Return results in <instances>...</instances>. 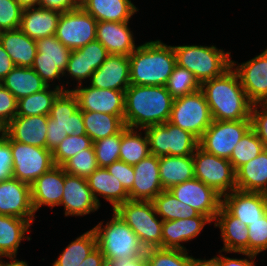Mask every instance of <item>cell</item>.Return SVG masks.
Returning a JSON list of instances; mask_svg holds the SVG:
<instances>
[{"label": "cell", "mask_w": 267, "mask_h": 266, "mask_svg": "<svg viewBox=\"0 0 267 266\" xmlns=\"http://www.w3.org/2000/svg\"><path fill=\"white\" fill-rule=\"evenodd\" d=\"M174 98L165 86L130 85L124 92V124L145 129L170 119Z\"/></svg>", "instance_id": "obj_1"}, {"label": "cell", "mask_w": 267, "mask_h": 266, "mask_svg": "<svg viewBox=\"0 0 267 266\" xmlns=\"http://www.w3.org/2000/svg\"><path fill=\"white\" fill-rule=\"evenodd\" d=\"M200 89L209 105L212 120L251 119L252 103L232 67L222 76L203 82Z\"/></svg>", "instance_id": "obj_2"}, {"label": "cell", "mask_w": 267, "mask_h": 266, "mask_svg": "<svg viewBox=\"0 0 267 266\" xmlns=\"http://www.w3.org/2000/svg\"><path fill=\"white\" fill-rule=\"evenodd\" d=\"M129 60L130 85L165 86L177 64L173 46L161 40L139 45Z\"/></svg>", "instance_id": "obj_3"}, {"label": "cell", "mask_w": 267, "mask_h": 266, "mask_svg": "<svg viewBox=\"0 0 267 266\" xmlns=\"http://www.w3.org/2000/svg\"><path fill=\"white\" fill-rule=\"evenodd\" d=\"M111 220L103 226L99 222L93 231L97 239V246L105 257L106 263L110 260L136 258L146 253L134 231L113 211Z\"/></svg>", "instance_id": "obj_4"}, {"label": "cell", "mask_w": 267, "mask_h": 266, "mask_svg": "<svg viewBox=\"0 0 267 266\" xmlns=\"http://www.w3.org/2000/svg\"><path fill=\"white\" fill-rule=\"evenodd\" d=\"M176 63L190 71L201 85L203 82L222 76L231 68V52L213 46H173Z\"/></svg>", "instance_id": "obj_5"}, {"label": "cell", "mask_w": 267, "mask_h": 266, "mask_svg": "<svg viewBox=\"0 0 267 266\" xmlns=\"http://www.w3.org/2000/svg\"><path fill=\"white\" fill-rule=\"evenodd\" d=\"M113 211L134 231L145 249L162 248L163 220L152 201L129 199Z\"/></svg>", "instance_id": "obj_6"}, {"label": "cell", "mask_w": 267, "mask_h": 266, "mask_svg": "<svg viewBox=\"0 0 267 266\" xmlns=\"http://www.w3.org/2000/svg\"><path fill=\"white\" fill-rule=\"evenodd\" d=\"M147 135L152 155L192 156L199 146V139L169 121L143 129Z\"/></svg>", "instance_id": "obj_7"}, {"label": "cell", "mask_w": 267, "mask_h": 266, "mask_svg": "<svg viewBox=\"0 0 267 266\" xmlns=\"http://www.w3.org/2000/svg\"><path fill=\"white\" fill-rule=\"evenodd\" d=\"M169 122L200 139L212 122L209 105L202 90L175 98Z\"/></svg>", "instance_id": "obj_8"}, {"label": "cell", "mask_w": 267, "mask_h": 266, "mask_svg": "<svg viewBox=\"0 0 267 266\" xmlns=\"http://www.w3.org/2000/svg\"><path fill=\"white\" fill-rule=\"evenodd\" d=\"M195 178L222 197L236 189V171L228 159L206 152L200 146L192 155Z\"/></svg>", "instance_id": "obj_9"}, {"label": "cell", "mask_w": 267, "mask_h": 266, "mask_svg": "<svg viewBox=\"0 0 267 266\" xmlns=\"http://www.w3.org/2000/svg\"><path fill=\"white\" fill-rule=\"evenodd\" d=\"M13 157L12 177L31 185L38 177L53 166L52 151L47 148L28 145L10 138Z\"/></svg>", "instance_id": "obj_10"}, {"label": "cell", "mask_w": 267, "mask_h": 266, "mask_svg": "<svg viewBox=\"0 0 267 266\" xmlns=\"http://www.w3.org/2000/svg\"><path fill=\"white\" fill-rule=\"evenodd\" d=\"M251 128V119L235 121L212 120L199 139V146L208 153L230 159L232 151Z\"/></svg>", "instance_id": "obj_11"}, {"label": "cell", "mask_w": 267, "mask_h": 266, "mask_svg": "<svg viewBox=\"0 0 267 266\" xmlns=\"http://www.w3.org/2000/svg\"><path fill=\"white\" fill-rule=\"evenodd\" d=\"M37 54L32 69L47 85L64 76L72 50L64 46L56 36L43 37L36 40ZM49 82V83H48Z\"/></svg>", "instance_id": "obj_12"}, {"label": "cell", "mask_w": 267, "mask_h": 266, "mask_svg": "<svg viewBox=\"0 0 267 266\" xmlns=\"http://www.w3.org/2000/svg\"><path fill=\"white\" fill-rule=\"evenodd\" d=\"M97 20L81 6L61 13L56 38L70 50L79 49L96 40Z\"/></svg>", "instance_id": "obj_13"}, {"label": "cell", "mask_w": 267, "mask_h": 266, "mask_svg": "<svg viewBox=\"0 0 267 266\" xmlns=\"http://www.w3.org/2000/svg\"><path fill=\"white\" fill-rule=\"evenodd\" d=\"M169 191L178 200L190 205L211 221L215 220L222 205V196L197 178L176 184Z\"/></svg>", "instance_id": "obj_14"}, {"label": "cell", "mask_w": 267, "mask_h": 266, "mask_svg": "<svg viewBox=\"0 0 267 266\" xmlns=\"http://www.w3.org/2000/svg\"><path fill=\"white\" fill-rule=\"evenodd\" d=\"M231 67L237 73L248 100L252 104H267V48L241 64L231 60Z\"/></svg>", "instance_id": "obj_15"}, {"label": "cell", "mask_w": 267, "mask_h": 266, "mask_svg": "<svg viewBox=\"0 0 267 266\" xmlns=\"http://www.w3.org/2000/svg\"><path fill=\"white\" fill-rule=\"evenodd\" d=\"M0 215L34 221L35 211L31 200V186L16 178L0 181Z\"/></svg>", "instance_id": "obj_16"}, {"label": "cell", "mask_w": 267, "mask_h": 266, "mask_svg": "<svg viewBox=\"0 0 267 266\" xmlns=\"http://www.w3.org/2000/svg\"><path fill=\"white\" fill-rule=\"evenodd\" d=\"M82 111L124 115V91L82 85L71 89Z\"/></svg>", "instance_id": "obj_17"}, {"label": "cell", "mask_w": 267, "mask_h": 266, "mask_svg": "<svg viewBox=\"0 0 267 266\" xmlns=\"http://www.w3.org/2000/svg\"><path fill=\"white\" fill-rule=\"evenodd\" d=\"M60 205H64L65 216H85L97 211L100 207L87 180L66 172Z\"/></svg>", "instance_id": "obj_18"}, {"label": "cell", "mask_w": 267, "mask_h": 266, "mask_svg": "<svg viewBox=\"0 0 267 266\" xmlns=\"http://www.w3.org/2000/svg\"><path fill=\"white\" fill-rule=\"evenodd\" d=\"M47 125H60L68 135H87L82 110L72 90L62 91L57 96L47 116Z\"/></svg>", "instance_id": "obj_19"}, {"label": "cell", "mask_w": 267, "mask_h": 266, "mask_svg": "<svg viewBox=\"0 0 267 266\" xmlns=\"http://www.w3.org/2000/svg\"><path fill=\"white\" fill-rule=\"evenodd\" d=\"M222 206L248 226L267 213V194L235 189L222 197Z\"/></svg>", "instance_id": "obj_20"}, {"label": "cell", "mask_w": 267, "mask_h": 266, "mask_svg": "<svg viewBox=\"0 0 267 266\" xmlns=\"http://www.w3.org/2000/svg\"><path fill=\"white\" fill-rule=\"evenodd\" d=\"M129 56L109 54L105 62L90 78V86L99 89L124 91L130 86Z\"/></svg>", "instance_id": "obj_21"}, {"label": "cell", "mask_w": 267, "mask_h": 266, "mask_svg": "<svg viewBox=\"0 0 267 266\" xmlns=\"http://www.w3.org/2000/svg\"><path fill=\"white\" fill-rule=\"evenodd\" d=\"M135 180L128 192L130 200L152 201L164 189L160 180L159 157L150 154L133 165Z\"/></svg>", "instance_id": "obj_22"}, {"label": "cell", "mask_w": 267, "mask_h": 266, "mask_svg": "<svg viewBox=\"0 0 267 266\" xmlns=\"http://www.w3.org/2000/svg\"><path fill=\"white\" fill-rule=\"evenodd\" d=\"M64 183L65 171L62 166L55 165L30 185L32 206L35 213L43 205L52 209L55 206H60Z\"/></svg>", "instance_id": "obj_23"}, {"label": "cell", "mask_w": 267, "mask_h": 266, "mask_svg": "<svg viewBox=\"0 0 267 266\" xmlns=\"http://www.w3.org/2000/svg\"><path fill=\"white\" fill-rule=\"evenodd\" d=\"M207 223H212V221L202 214L188 219L163 221L162 248L189 251L184 245L182 246V243H186L200 235Z\"/></svg>", "instance_id": "obj_24"}, {"label": "cell", "mask_w": 267, "mask_h": 266, "mask_svg": "<svg viewBox=\"0 0 267 266\" xmlns=\"http://www.w3.org/2000/svg\"><path fill=\"white\" fill-rule=\"evenodd\" d=\"M3 131L13 141L46 148L47 116H15Z\"/></svg>", "instance_id": "obj_25"}, {"label": "cell", "mask_w": 267, "mask_h": 266, "mask_svg": "<svg viewBox=\"0 0 267 266\" xmlns=\"http://www.w3.org/2000/svg\"><path fill=\"white\" fill-rule=\"evenodd\" d=\"M128 22L97 21L96 40L105 46L109 54L129 56L138 46Z\"/></svg>", "instance_id": "obj_26"}, {"label": "cell", "mask_w": 267, "mask_h": 266, "mask_svg": "<svg viewBox=\"0 0 267 266\" xmlns=\"http://www.w3.org/2000/svg\"><path fill=\"white\" fill-rule=\"evenodd\" d=\"M215 227L221 230V239L224 246L220 253H248V229L247 225L242 223L240 219L232 216L222 205L215 218Z\"/></svg>", "instance_id": "obj_27"}, {"label": "cell", "mask_w": 267, "mask_h": 266, "mask_svg": "<svg viewBox=\"0 0 267 266\" xmlns=\"http://www.w3.org/2000/svg\"><path fill=\"white\" fill-rule=\"evenodd\" d=\"M61 12L42 7L27 8L22 11L20 29L31 39L54 36Z\"/></svg>", "instance_id": "obj_28"}, {"label": "cell", "mask_w": 267, "mask_h": 266, "mask_svg": "<svg viewBox=\"0 0 267 266\" xmlns=\"http://www.w3.org/2000/svg\"><path fill=\"white\" fill-rule=\"evenodd\" d=\"M86 180L100 206V198L98 196L106 199L112 205V210L129 200V194L120 181L112 176L104 167L96 169Z\"/></svg>", "instance_id": "obj_29"}, {"label": "cell", "mask_w": 267, "mask_h": 266, "mask_svg": "<svg viewBox=\"0 0 267 266\" xmlns=\"http://www.w3.org/2000/svg\"><path fill=\"white\" fill-rule=\"evenodd\" d=\"M0 43L15 66L32 67L37 54L36 40L31 39L18 28L1 31Z\"/></svg>", "instance_id": "obj_30"}, {"label": "cell", "mask_w": 267, "mask_h": 266, "mask_svg": "<svg viewBox=\"0 0 267 266\" xmlns=\"http://www.w3.org/2000/svg\"><path fill=\"white\" fill-rule=\"evenodd\" d=\"M80 6L97 21L128 22L139 10L131 0H83Z\"/></svg>", "instance_id": "obj_31"}, {"label": "cell", "mask_w": 267, "mask_h": 266, "mask_svg": "<svg viewBox=\"0 0 267 266\" xmlns=\"http://www.w3.org/2000/svg\"><path fill=\"white\" fill-rule=\"evenodd\" d=\"M236 189L267 194V148L236 170Z\"/></svg>", "instance_id": "obj_32"}, {"label": "cell", "mask_w": 267, "mask_h": 266, "mask_svg": "<svg viewBox=\"0 0 267 266\" xmlns=\"http://www.w3.org/2000/svg\"><path fill=\"white\" fill-rule=\"evenodd\" d=\"M31 223L27 219L0 215V257L16 258L18 248L24 239L31 240L25 234Z\"/></svg>", "instance_id": "obj_33"}, {"label": "cell", "mask_w": 267, "mask_h": 266, "mask_svg": "<svg viewBox=\"0 0 267 266\" xmlns=\"http://www.w3.org/2000/svg\"><path fill=\"white\" fill-rule=\"evenodd\" d=\"M0 83L16 100L42 91L48 86L31 67L21 66H15Z\"/></svg>", "instance_id": "obj_34"}, {"label": "cell", "mask_w": 267, "mask_h": 266, "mask_svg": "<svg viewBox=\"0 0 267 266\" xmlns=\"http://www.w3.org/2000/svg\"><path fill=\"white\" fill-rule=\"evenodd\" d=\"M160 180L164 190L195 178L192 156L159 157Z\"/></svg>", "instance_id": "obj_35"}, {"label": "cell", "mask_w": 267, "mask_h": 266, "mask_svg": "<svg viewBox=\"0 0 267 266\" xmlns=\"http://www.w3.org/2000/svg\"><path fill=\"white\" fill-rule=\"evenodd\" d=\"M86 134L93 142L117 134L124 126V115L82 111Z\"/></svg>", "instance_id": "obj_36"}, {"label": "cell", "mask_w": 267, "mask_h": 266, "mask_svg": "<svg viewBox=\"0 0 267 266\" xmlns=\"http://www.w3.org/2000/svg\"><path fill=\"white\" fill-rule=\"evenodd\" d=\"M66 89L63 85H56L51 90L48 85L42 91L28 95L17 100V113L16 116H33L44 115L49 116L50 109L53 106L57 96Z\"/></svg>", "instance_id": "obj_37"}, {"label": "cell", "mask_w": 267, "mask_h": 266, "mask_svg": "<svg viewBox=\"0 0 267 266\" xmlns=\"http://www.w3.org/2000/svg\"><path fill=\"white\" fill-rule=\"evenodd\" d=\"M140 130L127 126L121 129L119 160L132 166L151 154L147 135L144 133L143 137Z\"/></svg>", "instance_id": "obj_38"}, {"label": "cell", "mask_w": 267, "mask_h": 266, "mask_svg": "<svg viewBox=\"0 0 267 266\" xmlns=\"http://www.w3.org/2000/svg\"><path fill=\"white\" fill-rule=\"evenodd\" d=\"M152 202L157 215L163 221L188 219L200 214L190 205L178 200L169 190H163Z\"/></svg>", "instance_id": "obj_39"}, {"label": "cell", "mask_w": 267, "mask_h": 266, "mask_svg": "<svg viewBox=\"0 0 267 266\" xmlns=\"http://www.w3.org/2000/svg\"><path fill=\"white\" fill-rule=\"evenodd\" d=\"M96 247V235L93 229H90L71 241L52 266H79Z\"/></svg>", "instance_id": "obj_40"}, {"label": "cell", "mask_w": 267, "mask_h": 266, "mask_svg": "<svg viewBox=\"0 0 267 266\" xmlns=\"http://www.w3.org/2000/svg\"><path fill=\"white\" fill-rule=\"evenodd\" d=\"M265 149L256 132L250 128L232 151L229 161L236 171L243 164L256 158Z\"/></svg>", "instance_id": "obj_41"}, {"label": "cell", "mask_w": 267, "mask_h": 266, "mask_svg": "<svg viewBox=\"0 0 267 266\" xmlns=\"http://www.w3.org/2000/svg\"><path fill=\"white\" fill-rule=\"evenodd\" d=\"M180 249L149 248L145 258L148 266H192L193 256Z\"/></svg>", "instance_id": "obj_42"}, {"label": "cell", "mask_w": 267, "mask_h": 266, "mask_svg": "<svg viewBox=\"0 0 267 266\" xmlns=\"http://www.w3.org/2000/svg\"><path fill=\"white\" fill-rule=\"evenodd\" d=\"M200 86L201 85L190 71L177 64L165 85L167 91L174 99L198 91Z\"/></svg>", "instance_id": "obj_43"}, {"label": "cell", "mask_w": 267, "mask_h": 266, "mask_svg": "<svg viewBox=\"0 0 267 266\" xmlns=\"http://www.w3.org/2000/svg\"><path fill=\"white\" fill-rule=\"evenodd\" d=\"M92 145L93 141L88 135H68L52 151L53 162L56 166H62L71 157L84 149L90 148Z\"/></svg>", "instance_id": "obj_44"}, {"label": "cell", "mask_w": 267, "mask_h": 266, "mask_svg": "<svg viewBox=\"0 0 267 266\" xmlns=\"http://www.w3.org/2000/svg\"><path fill=\"white\" fill-rule=\"evenodd\" d=\"M62 167L68 174L87 179L99 168L93 145L71 157Z\"/></svg>", "instance_id": "obj_45"}, {"label": "cell", "mask_w": 267, "mask_h": 266, "mask_svg": "<svg viewBox=\"0 0 267 266\" xmlns=\"http://www.w3.org/2000/svg\"><path fill=\"white\" fill-rule=\"evenodd\" d=\"M121 130L114 135L93 142V148L99 167L106 168L119 160Z\"/></svg>", "instance_id": "obj_46"}, {"label": "cell", "mask_w": 267, "mask_h": 266, "mask_svg": "<svg viewBox=\"0 0 267 266\" xmlns=\"http://www.w3.org/2000/svg\"><path fill=\"white\" fill-rule=\"evenodd\" d=\"M248 253L258 255L267 250V213L247 226Z\"/></svg>", "instance_id": "obj_47"}, {"label": "cell", "mask_w": 267, "mask_h": 266, "mask_svg": "<svg viewBox=\"0 0 267 266\" xmlns=\"http://www.w3.org/2000/svg\"><path fill=\"white\" fill-rule=\"evenodd\" d=\"M93 72V68H88V62L86 61L85 54H83L80 49L72 50L65 73H63L64 76H66L65 74H67L68 77L72 76L71 78H74L76 82H78L77 84L79 86L82 85L85 79L88 78L90 80Z\"/></svg>", "instance_id": "obj_48"}, {"label": "cell", "mask_w": 267, "mask_h": 266, "mask_svg": "<svg viewBox=\"0 0 267 266\" xmlns=\"http://www.w3.org/2000/svg\"><path fill=\"white\" fill-rule=\"evenodd\" d=\"M23 9L15 0H0V30H15L20 27Z\"/></svg>", "instance_id": "obj_49"}, {"label": "cell", "mask_w": 267, "mask_h": 266, "mask_svg": "<svg viewBox=\"0 0 267 266\" xmlns=\"http://www.w3.org/2000/svg\"><path fill=\"white\" fill-rule=\"evenodd\" d=\"M16 113V98L0 83V127L3 129L16 116Z\"/></svg>", "instance_id": "obj_50"}, {"label": "cell", "mask_w": 267, "mask_h": 266, "mask_svg": "<svg viewBox=\"0 0 267 266\" xmlns=\"http://www.w3.org/2000/svg\"><path fill=\"white\" fill-rule=\"evenodd\" d=\"M250 118L251 128L267 148V104H252Z\"/></svg>", "instance_id": "obj_51"}, {"label": "cell", "mask_w": 267, "mask_h": 266, "mask_svg": "<svg viewBox=\"0 0 267 266\" xmlns=\"http://www.w3.org/2000/svg\"><path fill=\"white\" fill-rule=\"evenodd\" d=\"M13 157L10 137L3 131L0 135V181L12 178Z\"/></svg>", "instance_id": "obj_52"}, {"label": "cell", "mask_w": 267, "mask_h": 266, "mask_svg": "<svg viewBox=\"0 0 267 266\" xmlns=\"http://www.w3.org/2000/svg\"><path fill=\"white\" fill-rule=\"evenodd\" d=\"M85 54L88 68L98 69L106 60L109 53L103 44L94 40L79 48Z\"/></svg>", "instance_id": "obj_53"}, {"label": "cell", "mask_w": 267, "mask_h": 266, "mask_svg": "<svg viewBox=\"0 0 267 266\" xmlns=\"http://www.w3.org/2000/svg\"><path fill=\"white\" fill-rule=\"evenodd\" d=\"M106 169L110 174H112V176L116 177V179L120 181L127 192L132 189V185L135 180V173L132 165L118 160L107 166Z\"/></svg>", "instance_id": "obj_54"}, {"label": "cell", "mask_w": 267, "mask_h": 266, "mask_svg": "<svg viewBox=\"0 0 267 266\" xmlns=\"http://www.w3.org/2000/svg\"><path fill=\"white\" fill-rule=\"evenodd\" d=\"M80 4L78 0H39V7L61 13L77 9Z\"/></svg>", "instance_id": "obj_55"}, {"label": "cell", "mask_w": 267, "mask_h": 266, "mask_svg": "<svg viewBox=\"0 0 267 266\" xmlns=\"http://www.w3.org/2000/svg\"><path fill=\"white\" fill-rule=\"evenodd\" d=\"M68 136L60 125H47L46 148L53 151Z\"/></svg>", "instance_id": "obj_56"}, {"label": "cell", "mask_w": 267, "mask_h": 266, "mask_svg": "<svg viewBox=\"0 0 267 266\" xmlns=\"http://www.w3.org/2000/svg\"><path fill=\"white\" fill-rule=\"evenodd\" d=\"M240 254L245 255L247 258L238 259V258H230L227 256H223V254H220V256H215L214 258L219 262V266H255L254 259L257 257V255L246 253V252H240Z\"/></svg>", "instance_id": "obj_57"}, {"label": "cell", "mask_w": 267, "mask_h": 266, "mask_svg": "<svg viewBox=\"0 0 267 266\" xmlns=\"http://www.w3.org/2000/svg\"><path fill=\"white\" fill-rule=\"evenodd\" d=\"M79 266H107L105 257L100 248L97 246L89 255L82 261Z\"/></svg>", "instance_id": "obj_58"}, {"label": "cell", "mask_w": 267, "mask_h": 266, "mask_svg": "<svg viewBox=\"0 0 267 266\" xmlns=\"http://www.w3.org/2000/svg\"><path fill=\"white\" fill-rule=\"evenodd\" d=\"M15 67L9 54L0 43V81Z\"/></svg>", "instance_id": "obj_59"}, {"label": "cell", "mask_w": 267, "mask_h": 266, "mask_svg": "<svg viewBox=\"0 0 267 266\" xmlns=\"http://www.w3.org/2000/svg\"><path fill=\"white\" fill-rule=\"evenodd\" d=\"M107 266H148L145 255L136 258L110 260Z\"/></svg>", "instance_id": "obj_60"}, {"label": "cell", "mask_w": 267, "mask_h": 266, "mask_svg": "<svg viewBox=\"0 0 267 266\" xmlns=\"http://www.w3.org/2000/svg\"><path fill=\"white\" fill-rule=\"evenodd\" d=\"M192 266H219V262L213 257L209 260L204 259H192Z\"/></svg>", "instance_id": "obj_61"}, {"label": "cell", "mask_w": 267, "mask_h": 266, "mask_svg": "<svg viewBox=\"0 0 267 266\" xmlns=\"http://www.w3.org/2000/svg\"><path fill=\"white\" fill-rule=\"evenodd\" d=\"M15 1L21 6L23 10L39 6V0H15Z\"/></svg>", "instance_id": "obj_62"}, {"label": "cell", "mask_w": 267, "mask_h": 266, "mask_svg": "<svg viewBox=\"0 0 267 266\" xmlns=\"http://www.w3.org/2000/svg\"><path fill=\"white\" fill-rule=\"evenodd\" d=\"M10 261L5 262L4 260H2V266H29L28 263L26 261L23 260H18L16 258H10Z\"/></svg>", "instance_id": "obj_63"}, {"label": "cell", "mask_w": 267, "mask_h": 266, "mask_svg": "<svg viewBox=\"0 0 267 266\" xmlns=\"http://www.w3.org/2000/svg\"><path fill=\"white\" fill-rule=\"evenodd\" d=\"M2 132H3V129L0 127V135L2 134Z\"/></svg>", "instance_id": "obj_64"}, {"label": "cell", "mask_w": 267, "mask_h": 266, "mask_svg": "<svg viewBox=\"0 0 267 266\" xmlns=\"http://www.w3.org/2000/svg\"><path fill=\"white\" fill-rule=\"evenodd\" d=\"M0 266H2V259H1V257H0Z\"/></svg>", "instance_id": "obj_65"}]
</instances>
